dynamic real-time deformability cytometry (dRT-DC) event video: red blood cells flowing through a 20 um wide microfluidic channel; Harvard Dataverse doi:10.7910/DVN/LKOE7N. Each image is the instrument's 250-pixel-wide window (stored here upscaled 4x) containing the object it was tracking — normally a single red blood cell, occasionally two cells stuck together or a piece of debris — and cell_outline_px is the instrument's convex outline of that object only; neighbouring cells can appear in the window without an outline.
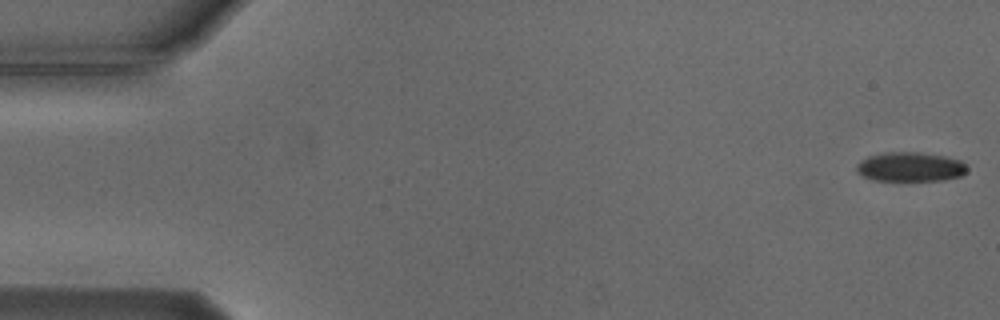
{"species": "Egyptian fruit bat (a non-hibernating species)", "species_latin": "Rousettus aegyptiacus", "temperature_condition": "cold", "stored_images_in_passage": 54, "camera_frame_rate_fps": 3000, "um_per_image_px": 0.085, "animal": {"sex": "male"}, "frame": {"image": 1, "passage_image": 1, "time_ms": 0.0, "image_size_px": [1000, 320], "cell_outline_px": [[968, 172], [960, 176], [944, 180], [904, 184], [876, 180], [864, 176], [856, 172], [856, 164], [868, 156], [884, 152], [916, 152], [944, 156], [960, 160], [968, 168]], "centroid_in_image_um": [77.37, 14.24], "position_along_channel_um": 7.6, "area_um2": 19.83}}
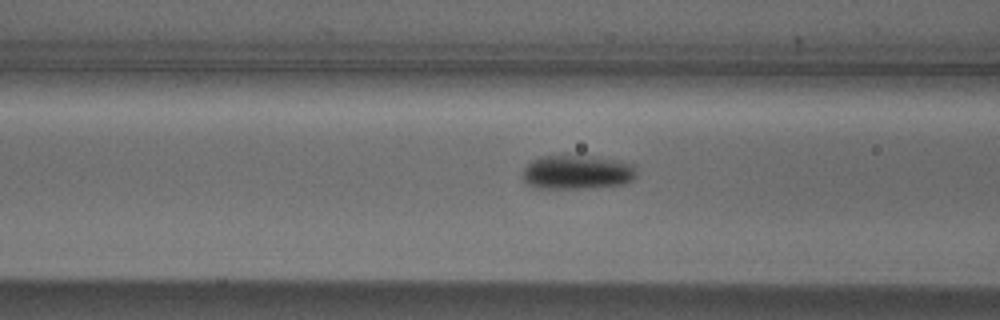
{"frame": {"image": 2, "passage_image": 21, "time_ms": 6.667, "image_size_px": [1000, 320], "cell_outline_px": [[636, 176], [632, 180], [624, 184], [584, 188], [536, 188], [524, 184], [520, 176], [520, 172], [532, 160], [540, 156], [580, 156], [620, 160], [632, 164], [636, 168]], "centroid_in_image_um": [48.99, 14.65], "position_along_channel_um": 117.6, "area_um2": 22.83}}
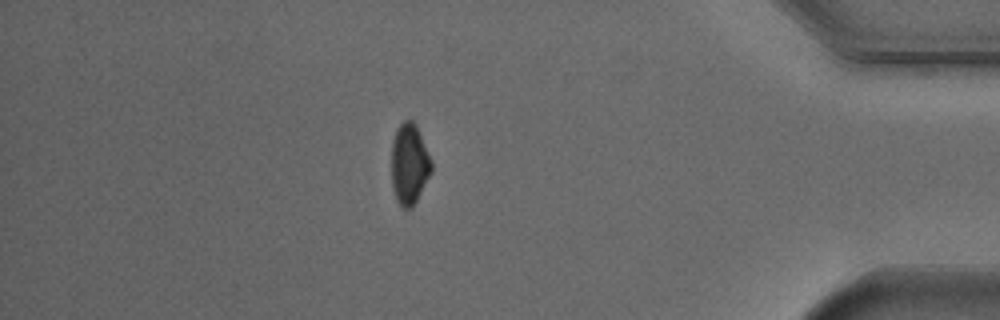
{"frame": {"image": 3, "passage_image": 47, "time_ms": 15.333, "image_size_px": [1000, 320], "cell_outline_px": [[432, 172], [412, 208], [404, 208], [396, 200], [392, 184], [392, 140], [396, 128], [404, 120], [412, 120], [416, 124], [432, 160]], "centroid_in_image_um": [34.8, 13.92], "position_along_channel_um": 400.4, "area_um2": 18.9}, "authors_computed_cell_mechanics": {"area_um2": 20.1144, "velocity_mm_per_s": 3.7475, "shape_relaxation_time_tau1_ms": 1.7592, "shape_relaxation_time_tau2_ms": null, "deformation_change_tau1": 0.0837, "deformation_change_tau2": null}}